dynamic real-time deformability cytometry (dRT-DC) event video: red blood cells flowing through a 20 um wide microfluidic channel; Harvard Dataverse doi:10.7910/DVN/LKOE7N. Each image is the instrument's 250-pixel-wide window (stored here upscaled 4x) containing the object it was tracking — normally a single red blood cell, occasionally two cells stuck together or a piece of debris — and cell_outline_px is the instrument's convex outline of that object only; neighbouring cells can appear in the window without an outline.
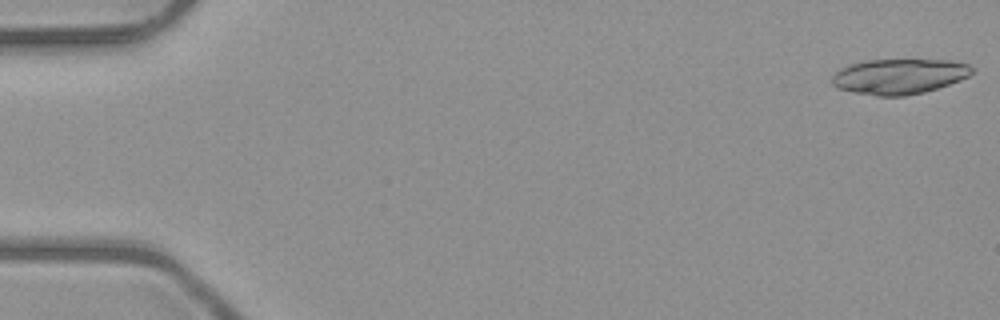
{"species": "common noctule bat (a hibernating species)", "species_latin": "Nyctalus noctula", "temperature_condition": "room temperature", "stored_images_in_passage": 51, "camera_frame_rate_fps": 3000, "um_per_image_px": 0.085, "animal": {"sex": "male", "body_mass_g": 23.1, "forearm_length_mm": 52.7}, "frame": {"image": 1, "passage_image": 1, "time_ms": 0.0, "image_size_px": [1000, 320], "cell_outline_px": [[976, 68], [968, 76], [960, 80], [924, 92], [904, 96], [876, 96], [852, 92], [836, 88], [832, 84], [832, 76], [840, 68], [864, 60], [948, 60], [968, 64]], "centroid_in_image_um": [76.41, 6.5], "position_along_channel_um": 8.6, "area_um2": 28.78}}